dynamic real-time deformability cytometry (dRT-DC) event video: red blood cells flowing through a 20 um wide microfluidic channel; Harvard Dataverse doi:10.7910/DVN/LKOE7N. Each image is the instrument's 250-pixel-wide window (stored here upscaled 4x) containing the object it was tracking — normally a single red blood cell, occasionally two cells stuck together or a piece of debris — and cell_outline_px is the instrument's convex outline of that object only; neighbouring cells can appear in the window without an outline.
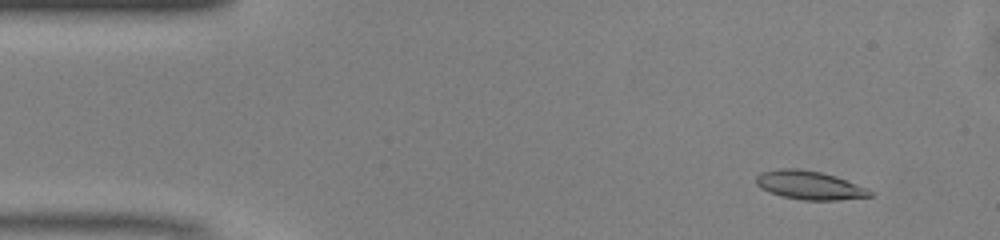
{"species": "common noctule bat (a hibernating species)", "species_latin": "Nyctalus noctula", "temperature_condition": "warm", "stored_images_in_passage": 49, "camera_frame_rate_fps": 3000, "um_per_image_px": 0.085, "animal": {"sex": "male", "body_mass_g": 13.0, "forearm_length_mm": 53.1}, "frame": {"image": 1, "passage_image": 4, "time_ms": 1.0, "image_size_px": [1000, 240], "cell_outline_px": [[876, 196], [840, 200], [804, 200], [780, 196], [768, 192], [760, 188], [756, 184], [756, 176], [760, 172], [776, 168], [800, 168], [820, 172], [836, 176], [868, 188]], "centroid_in_image_um": [68.8, 15.74], "position_along_channel_um": 16.2, "area_um2": 19.36}}
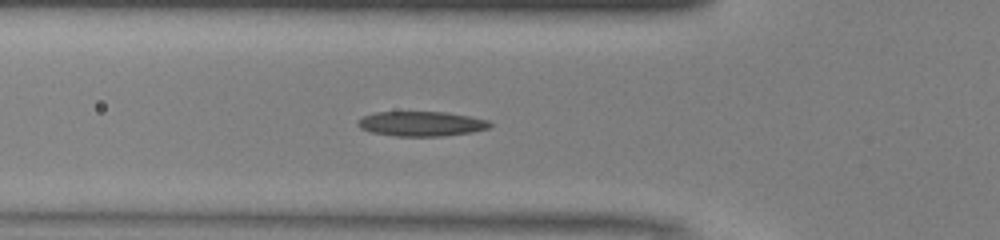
{"frame": {"image": 2, "passage_image": 16, "time_ms": 5.0, "image_size_px": [1000, 240], "cell_outline_px": [[492, 124], [488, 128], [472, 132], [444, 136], [396, 136], [372, 132], [360, 128], [356, 124], [356, 120], [364, 116], [376, 112], [444, 112], [468, 116], [488, 120]], "centroid_in_image_um": [35.79, 10.52], "position_along_channel_um": 90.0, "area_um2": 19.02}}
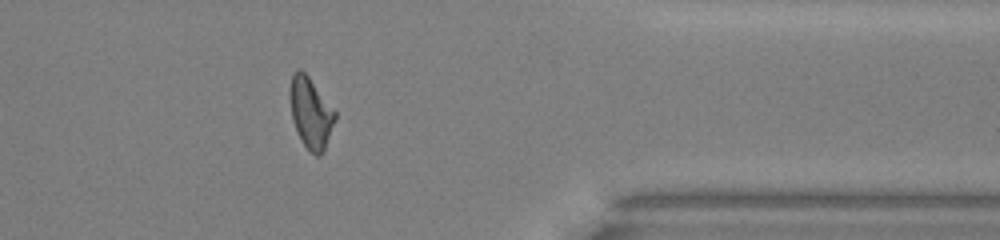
{"frame": {"image": 3, "passage_image": 39, "time_ms": 12.667, "image_size_px": [1000, 240], "cell_outline_px": [[336, 120], [324, 152], [320, 156], [316, 156], [300, 140], [292, 120], [288, 96], [288, 88], [292, 72], [296, 68], [300, 68], [308, 76], [336, 112]], "centroid_in_image_um": [26.38, 9.57], "position_along_channel_um": 385.0, "area_um2": 19.02}, "authors_computed_cell_mechanics": {"area_um2": 18.9006, "velocity_mm_per_s": 4.121, "shape_relaxation_time_tau1_ms": 5.6902, "shape_relaxation_time_tau2_ms": 2.836, "deformation_change_tau1": 0.1802, "deformation_change_tau2": 0.0898}}